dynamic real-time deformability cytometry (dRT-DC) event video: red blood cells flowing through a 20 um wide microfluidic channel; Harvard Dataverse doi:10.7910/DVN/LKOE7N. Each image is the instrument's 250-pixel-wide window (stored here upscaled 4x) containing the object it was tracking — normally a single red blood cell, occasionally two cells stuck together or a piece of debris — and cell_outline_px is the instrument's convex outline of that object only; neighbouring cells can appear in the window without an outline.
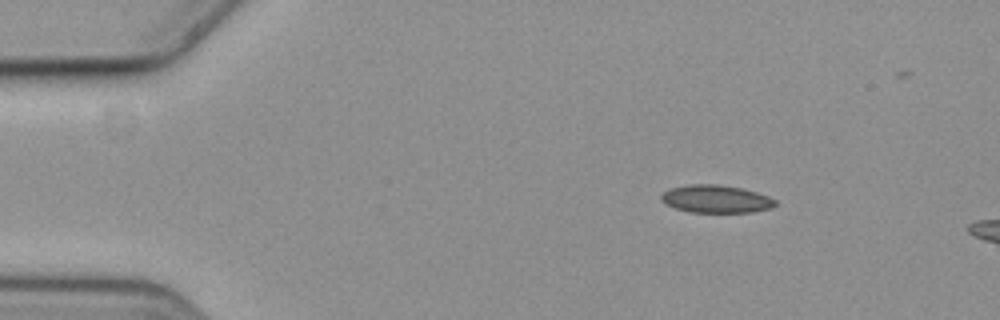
{"species": "common noctule bat (a hibernating species)", "species_latin": "Nyctalus noctula", "temperature_condition": "cold", "stored_images_in_passage": 6, "camera_frame_rate_fps": 3000, "um_per_image_px": 0.085, "animal": {"sex": "female", "body_mass_g": 19.3, "forearm_length_mm": 54.1}, "frame": {"image": 1, "passage_image": 1, "time_ms": 0.0, "image_size_px": [1000, 320], "cell_outline_px": [[776, 204], [772, 208], [752, 212], [688, 212], [676, 208], [660, 200], [660, 196], [664, 192], [672, 188], [688, 184], [716, 184], [740, 188], [756, 192], [768, 196], [776, 200]], "centroid_in_image_um": [60.87, 16.91], "position_along_channel_um": 24.1, "area_um2": 18.32}}